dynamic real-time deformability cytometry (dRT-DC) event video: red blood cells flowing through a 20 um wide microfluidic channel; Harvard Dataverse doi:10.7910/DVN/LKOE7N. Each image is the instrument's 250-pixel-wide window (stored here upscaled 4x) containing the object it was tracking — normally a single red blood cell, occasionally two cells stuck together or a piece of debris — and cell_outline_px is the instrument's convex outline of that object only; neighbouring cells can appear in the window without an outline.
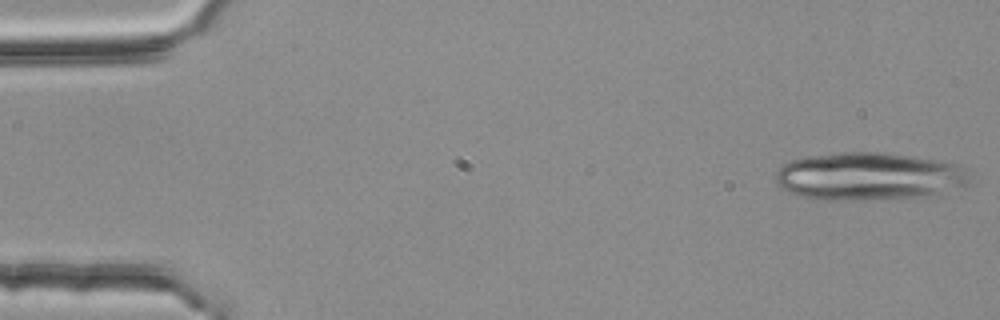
{"species": "common noctule bat (a hibernating species)", "species_latin": "Nyctalus noctula", "temperature_condition": "room temperature", "stored_images_in_passage": 4, "camera_frame_rate_fps": 3000, "um_per_image_px": 0.085, "animal": {"sex": "female", "body_mass_g": 25.1}, "frame": {"image": 1, "passage_image": 1, "time_ms": 0.0, "image_size_px": [1000, 320], "cell_outline_px": [[968, 180], [964, 188], [940, 196], [864, 200], [816, 200], [800, 196], [788, 192], [780, 188], [776, 184], [776, 172], [784, 164], [792, 160], [812, 156], [840, 152], [884, 152], [912, 156], [936, 160], [956, 164], [968, 168]], "centroid_in_image_um": [73.92, 15.02], "position_along_channel_um": 11.1, "area_um2": 55.03}}